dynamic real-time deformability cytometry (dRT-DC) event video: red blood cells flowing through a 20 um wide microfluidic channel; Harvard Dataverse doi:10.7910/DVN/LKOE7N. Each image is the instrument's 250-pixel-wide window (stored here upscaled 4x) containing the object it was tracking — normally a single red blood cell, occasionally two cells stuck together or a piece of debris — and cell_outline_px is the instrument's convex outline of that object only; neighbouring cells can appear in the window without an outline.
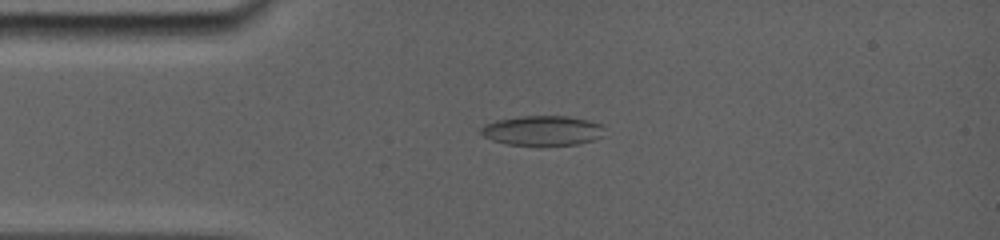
{"species": "common noctule bat (a hibernating species)", "species_latin": "Nyctalus noctula", "temperature_condition": "room temperature", "stored_images_in_passage": 91, "camera_frame_rate_fps": 5000, "um_per_image_px": 0.085, "animal": {"sex": "female", "body_mass_g": 19.0, "forearm_length_mm": 56.7}, "frame": {"image": 1, "passage_image": 22, "time_ms": 3.2, "image_size_px": [1000, 240], "cell_outline_px": [[600, 124], [588, 140], [572, 144], [512, 144], [496, 140], [488, 136], [484, 132], [484, 128], [488, 124], [496, 120], [524, 116], [564, 116], [584, 120]], "centroid_in_image_um": [45.99, 11.06], "position_along_channel_um": 39.0, "area_um2": 19.31}}
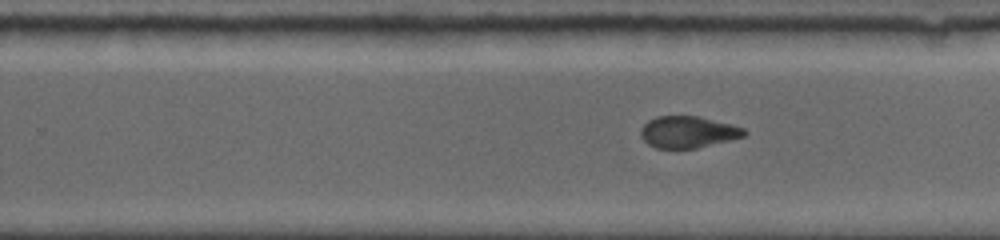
{"frame": {"image": 2, "passage_image": 61, "time_ms": 9.8, "image_size_px": [1000, 240], "cell_outline_px": [[748, 132], [744, 136], [696, 148], [656, 148], [648, 144], [640, 136], [640, 128], [648, 120], [656, 116], [696, 116], [732, 124], [744, 128]], "centroid_in_image_um": [58.45, 11.21], "position_along_channel_um": 271.4, "area_um2": 19.02}}
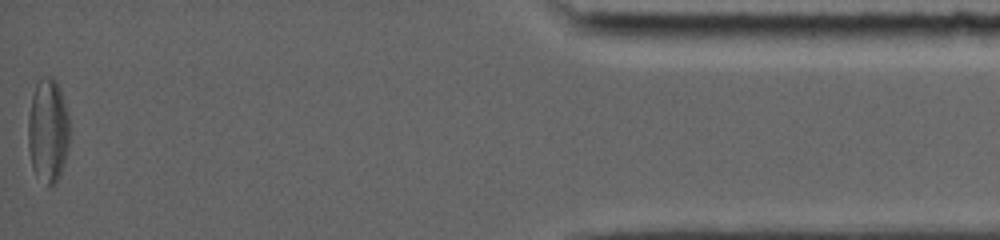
{"frame": {"image": 3, "passage_image": 91, "time_ms": 15.8, "image_size_px": [1000, 240], "cell_outline_px": [[68, 148], [64, 164], [60, 176], [56, 184], [48, 188], [32, 168], [28, 148], [28, 116], [32, 96], [36, 80], [40, 76], [52, 76], [56, 80], [60, 88], [68, 112]], "centroid_in_image_um": [4.07, 11.08], "position_along_channel_um": 431.1, "area_um2": 25.61}, "authors_computed_cell_mechanics": {"area_um2": 20.1144, "velocity_mm_per_s": 3.8389, "shape_relaxation_time_tau1_ms": null, "shape_relaxation_time_tau2_ms": 1.9817, "deformation_change_tau1": null, "deformation_change_tau2": 0.0767}}